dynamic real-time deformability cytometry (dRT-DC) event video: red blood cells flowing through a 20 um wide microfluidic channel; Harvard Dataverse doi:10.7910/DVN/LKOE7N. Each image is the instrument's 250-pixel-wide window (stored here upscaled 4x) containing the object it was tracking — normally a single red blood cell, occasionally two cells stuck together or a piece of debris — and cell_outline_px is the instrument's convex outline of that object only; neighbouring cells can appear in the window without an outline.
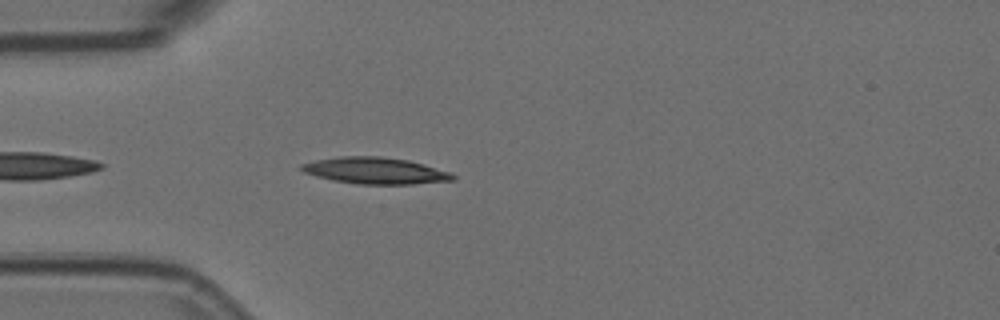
{"species": "Egyptian fruit bat (a non-hibernating species)", "species_latin": "Rousettus aegyptiacus", "temperature_condition": "room temperature", "stored_images_in_passage": 1, "camera_frame_rate_fps": 3000, "um_per_image_px": 0.085, "animal": {"sex": "female"}, "frame": {"image": 1, "passage_image": 1, "time_ms": 0.0, "image_size_px": [1000, 320], "cell_outline_px": [[456, 180], [412, 184], [356, 184], [332, 180], [316, 176], [304, 172], [300, 168], [300, 164], [316, 160], [340, 156], [380, 156], [408, 160], [424, 164], [452, 172], [456, 176]], "centroid_in_image_um": [31.93, 14.51], "position_along_channel_um": 53.1, "area_um2": 23.52}}